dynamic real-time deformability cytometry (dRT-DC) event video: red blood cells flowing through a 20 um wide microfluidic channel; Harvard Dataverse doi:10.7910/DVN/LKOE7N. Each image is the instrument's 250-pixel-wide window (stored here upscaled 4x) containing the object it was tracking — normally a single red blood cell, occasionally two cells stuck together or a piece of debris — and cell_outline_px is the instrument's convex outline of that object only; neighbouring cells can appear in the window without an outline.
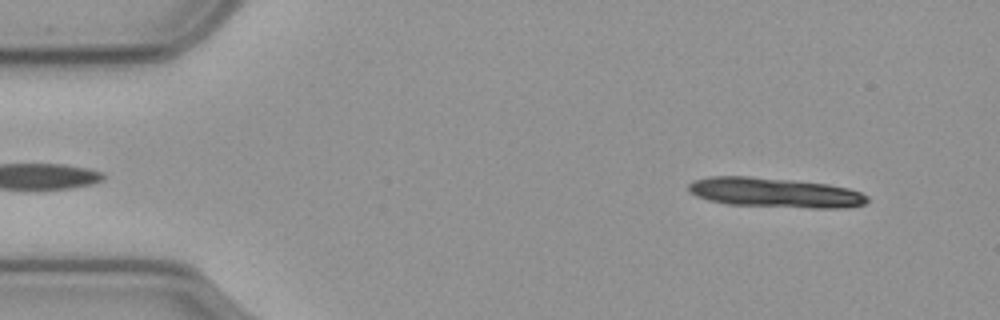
{"species": "common noctule bat (a hibernating species)", "species_latin": "Nyctalus noctula", "temperature_condition": "cold", "stored_images_in_passage": 13, "camera_frame_rate_fps": 3000, "um_per_image_px": 0.085, "animal": {"sex": "male", "body_mass_g": 23.1, "forearm_length_mm": 52.7}, "frame": {"image": 1, "passage_image": 4, "time_ms": 1.0, "image_size_px": [1000, 320], "cell_outline_px": [[868, 200], [864, 204], [844, 208], [812, 208], [728, 204], [708, 200], [696, 196], [688, 192], [688, 184], [692, 180], [708, 176], [748, 176], [828, 184], [848, 188], [860, 192], [868, 196]], "centroid_in_image_um": [65.82, 16.37], "position_along_channel_um": 19.2, "area_um2": 30.98}}